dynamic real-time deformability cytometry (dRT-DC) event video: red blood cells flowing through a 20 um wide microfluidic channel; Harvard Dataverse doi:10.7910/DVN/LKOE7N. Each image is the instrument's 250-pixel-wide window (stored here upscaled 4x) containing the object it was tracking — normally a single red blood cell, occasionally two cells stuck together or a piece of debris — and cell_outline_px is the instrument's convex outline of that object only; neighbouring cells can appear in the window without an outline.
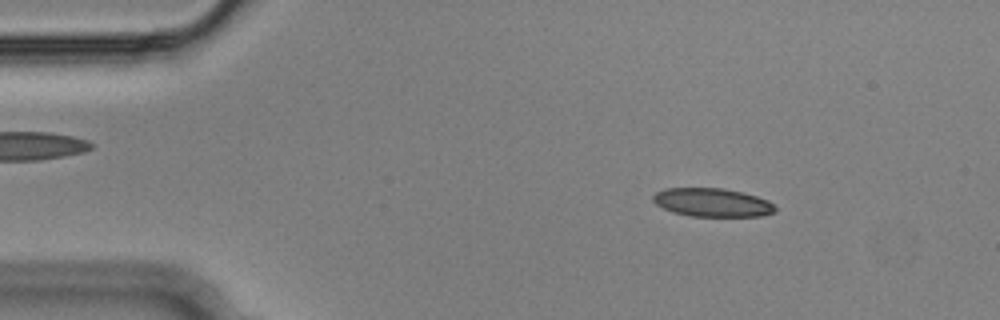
{"species": "Egyptian fruit bat (a non-hibernating species)", "species_latin": "Rousettus aegyptiacus", "temperature_condition": "cold", "stored_images_in_passage": 54, "camera_frame_rate_fps": 3000, "um_per_image_px": 0.085, "animal": {"sex": "male"}, "frame": {"image": 1, "passage_image": 7, "time_ms": 2.0, "image_size_px": [1000, 320], "cell_outline_px": [[776, 212], [760, 216], [688, 216], [672, 212], [656, 204], [652, 200], [652, 196], [656, 192], [664, 188], [724, 188], [744, 192], [768, 200], [776, 208]], "centroid_in_image_um": [60.53, 17.2], "position_along_channel_um": 24.5, "area_um2": 20.4}}
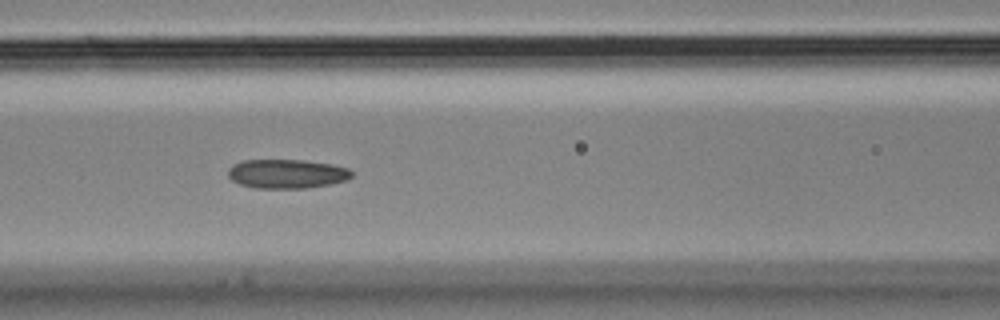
{"frame": {"image": 2, "passage_image": 22, "time_ms": 7.0, "image_size_px": [1000, 320], "cell_outline_px": [[352, 176], [348, 180], [308, 188], [256, 188], [240, 184], [232, 180], [228, 176], [228, 168], [232, 164], [244, 160], [304, 160], [332, 164], [348, 168], [352, 172]], "centroid_in_image_um": [24.37, 14.77], "position_along_channel_um": 142.2, "area_um2": 21.04}}
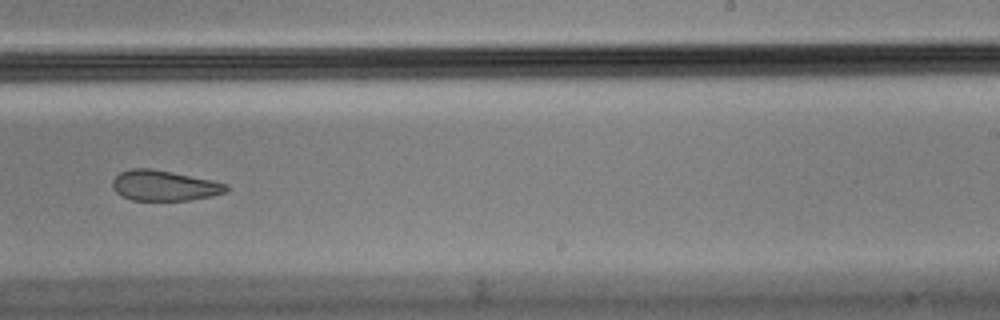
{"frame": {"image": 3, "passage_image": 33, "time_ms": 10.667, "image_size_px": [1000, 320], "cell_outline_px": [[228, 192], [212, 196], [188, 200], [132, 200], [116, 192], [112, 188], [112, 180], [120, 172], [132, 168], [152, 168], [212, 180], [228, 184]], "centroid_in_image_um": [13.97, 15.77], "position_along_channel_um": 275.0, "area_um2": 20.17}, "authors_computed_cell_mechanics": {"area_um2": 21.386, "velocity_mm_per_s": 3.6328, "shape_relaxation_time_tau1_ms": null, "shape_relaxation_time_tau2_ms": 3.6242, "deformation_change_tau1": null, "deformation_change_tau2": 0.0898}}